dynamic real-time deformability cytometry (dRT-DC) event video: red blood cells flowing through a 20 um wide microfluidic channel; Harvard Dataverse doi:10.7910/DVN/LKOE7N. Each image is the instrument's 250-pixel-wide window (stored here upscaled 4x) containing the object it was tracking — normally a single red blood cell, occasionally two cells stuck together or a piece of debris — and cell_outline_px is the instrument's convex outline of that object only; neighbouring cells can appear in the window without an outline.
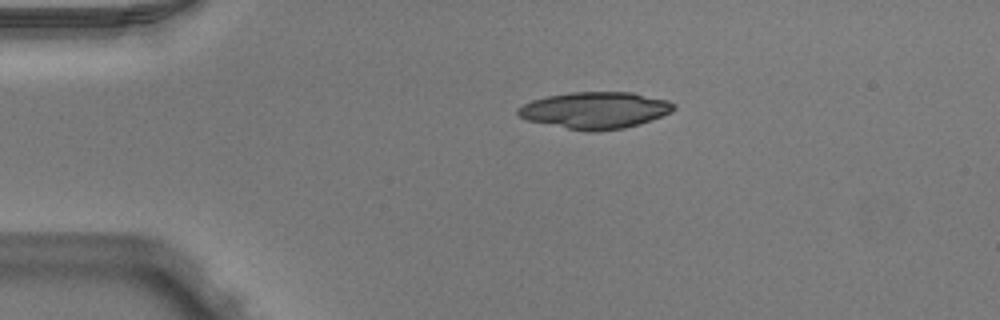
{"species": "Egyptian fruit bat (a non-hibernating species)", "species_latin": "Rousettus aegyptiacus", "temperature_condition": "warm", "stored_images_in_passage": 41, "camera_frame_rate_fps": 3000, "um_per_image_px": 0.085, "animal": {"sex": "male"}, "frame": {"image": 1, "passage_image": 1, "time_ms": 0.0, "image_size_px": [1000, 320], "cell_outline_px": [[676, 108], [672, 112], [652, 120], [640, 124], [624, 128], [596, 132], [588, 132], [528, 120], [520, 116], [516, 112], [516, 108], [532, 100], [548, 96], [572, 92], [632, 92], [668, 100], [676, 104]], "centroid_in_image_um": [50.64, 9.37], "position_along_channel_um": 34.4, "area_um2": 33.35}}